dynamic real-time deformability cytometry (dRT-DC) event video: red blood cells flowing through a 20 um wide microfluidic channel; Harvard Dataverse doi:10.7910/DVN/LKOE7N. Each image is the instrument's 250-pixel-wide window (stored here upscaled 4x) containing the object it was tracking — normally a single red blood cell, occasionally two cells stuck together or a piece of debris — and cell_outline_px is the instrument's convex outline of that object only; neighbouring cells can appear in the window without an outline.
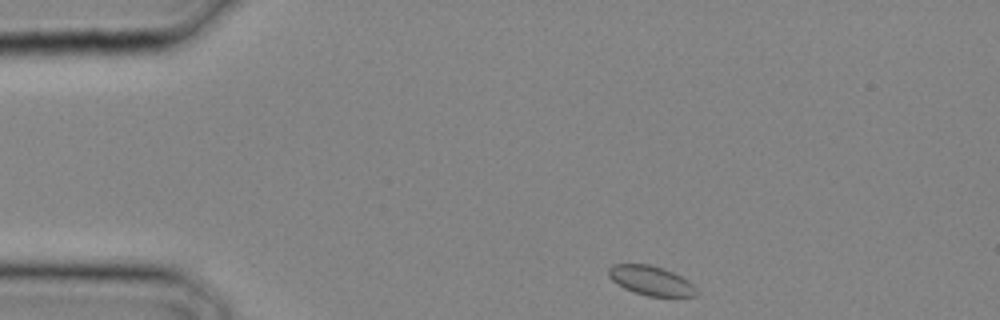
{"species": "common noctule bat (a hibernating species)", "species_latin": "Nyctalus noctula", "temperature_condition": "cold", "stored_images_in_passage": 25, "camera_frame_rate_fps": 3000, "um_per_image_px": 0.085, "animal": {"sex": "male", "body_mass_g": 20.4}, "frame": {"image": 1, "passage_image": 1, "time_ms": 0.0, "image_size_px": [1000, 320], "cell_outline_px": [[696, 296], [648, 296], [624, 288], [612, 280], [608, 276], [608, 268], [612, 264], [648, 264], [664, 268], [688, 280], [696, 288]], "centroid_in_image_um": [55.31, 23.83], "position_along_channel_um": 29.7, "area_um2": 14.91}}
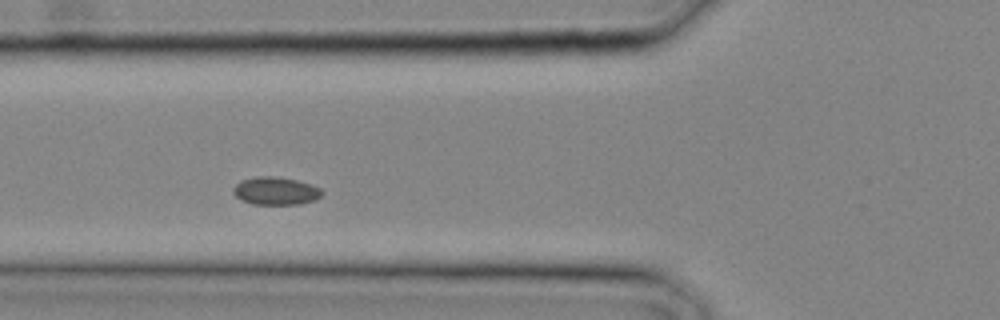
{"frame": {"image": 2, "passage_image": 7, "time_ms": 2.0, "image_size_px": [1000, 320], "cell_outline_px": [[324, 192], [316, 200], [300, 204], [252, 204], [240, 200], [232, 192], [232, 188], [240, 180], [256, 176], [276, 176], [296, 180], [312, 184], [320, 188]], "centroid_in_image_um": [23.42, 16.22], "position_along_channel_um": 102.4, "area_um2": 14.62}}
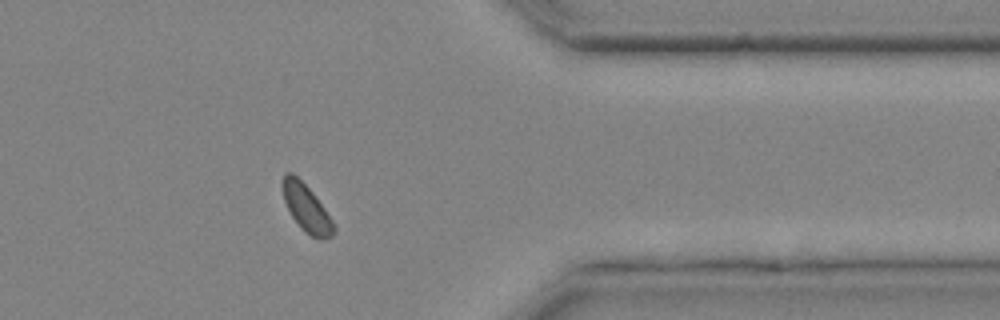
{"frame": {"image": 3, "passage_image": 21, "time_ms": 6.667, "image_size_px": [1000, 320], "cell_outline_px": [[336, 228], [332, 236], [324, 240], [320, 240], [304, 232], [300, 228], [292, 216], [284, 200], [280, 184], [284, 172], [292, 172], [312, 192], [336, 224]], "centroid_in_image_um": [26.04, 17.7], "position_along_channel_um": 385.4, "area_um2": 14.28}}